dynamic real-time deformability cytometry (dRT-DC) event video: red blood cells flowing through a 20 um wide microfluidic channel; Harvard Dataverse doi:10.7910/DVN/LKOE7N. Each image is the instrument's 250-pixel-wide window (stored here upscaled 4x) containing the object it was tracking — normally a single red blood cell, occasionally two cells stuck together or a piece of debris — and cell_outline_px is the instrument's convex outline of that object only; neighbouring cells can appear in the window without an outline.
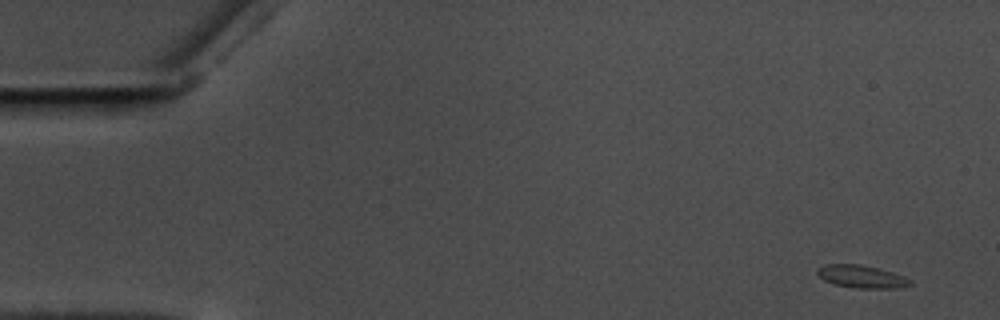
{"species": "common noctule bat (a hibernating species)", "species_latin": "Nyctalus noctula", "temperature_condition": "warm", "stored_images_in_passage": 13, "camera_frame_rate_fps": 3000, "um_per_image_px": 0.085, "animal": {"sex": "male", "body_mass_g": 17.5, "forearm_length_mm": 52.3}, "frame": {"image": 1, "passage_image": 1, "time_ms": 0.0, "image_size_px": [1000, 320], "cell_outline_px": [[912, 284], [896, 288], [856, 288], [836, 284], [824, 280], [816, 272], [816, 268], [828, 264], [860, 264], [892, 272], [904, 276], [912, 280]], "centroid_in_image_um": [73.24, 23.5], "position_along_channel_um": 11.8, "area_um2": 12.14}}